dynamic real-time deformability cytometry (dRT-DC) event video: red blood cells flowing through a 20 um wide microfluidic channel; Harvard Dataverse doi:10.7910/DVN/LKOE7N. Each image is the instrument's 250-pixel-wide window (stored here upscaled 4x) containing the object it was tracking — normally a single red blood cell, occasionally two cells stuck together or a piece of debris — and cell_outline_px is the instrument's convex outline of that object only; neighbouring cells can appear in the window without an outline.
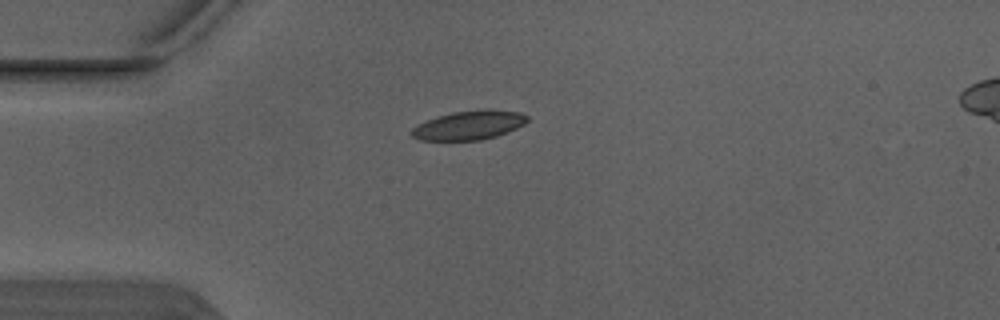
{"species": "Egyptian fruit bat (a non-hibernating species)", "species_latin": "Rousettus aegyptiacus", "temperature_condition": "warm", "stored_images_in_passage": 4, "camera_frame_rate_fps": 3000, "um_per_image_px": 0.085, "animal": {"sex": "male"}, "frame": {"image": 1, "passage_image": 1, "time_ms": 0.0, "image_size_px": [1000, 320], "cell_outline_px": [[528, 120], [524, 124], [508, 132], [496, 136], [480, 140], [420, 140], [412, 136], [408, 132], [412, 128], [436, 116], [452, 112], [492, 108], [520, 112], [528, 116]], "centroid_in_image_um": [39.89, 10.63], "position_along_channel_um": 45.1, "area_um2": 19.71}}